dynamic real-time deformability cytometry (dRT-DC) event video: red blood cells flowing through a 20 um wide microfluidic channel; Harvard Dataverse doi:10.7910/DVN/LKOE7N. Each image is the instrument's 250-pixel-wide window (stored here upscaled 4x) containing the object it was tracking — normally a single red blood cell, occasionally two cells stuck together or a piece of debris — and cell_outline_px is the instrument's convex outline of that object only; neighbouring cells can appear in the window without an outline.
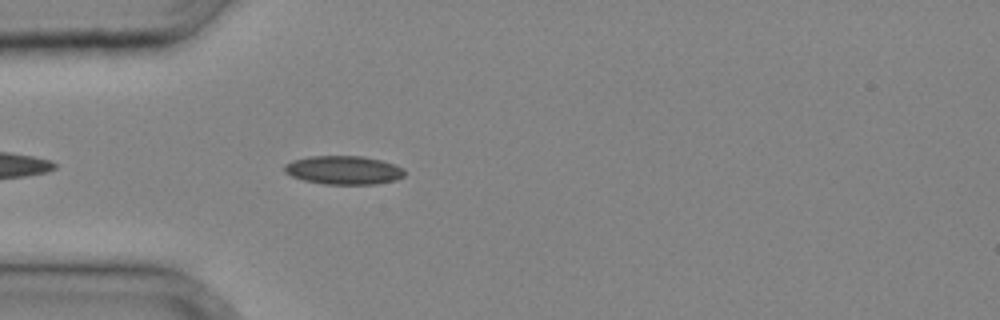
{"species": "common noctule bat (a hibernating species)", "species_latin": "Nyctalus noctula", "temperature_condition": "cold", "stored_images_in_passage": 12, "camera_frame_rate_fps": 3000, "um_per_image_px": 0.085, "animal": {"sex": "male", "body_mass_g": 20.4}, "frame": {"image": 1, "passage_image": 3, "time_ms": 0.667, "image_size_px": [1000, 320], "cell_outline_px": [[404, 176], [396, 180], [376, 184], [324, 184], [304, 180], [292, 176], [284, 172], [284, 164], [292, 160], [308, 156], [364, 156], [380, 160], [404, 168]], "centroid_in_image_um": [29.19, 14.45], "position_along_channel_um": 55.8, "area_um2": 20.06}}
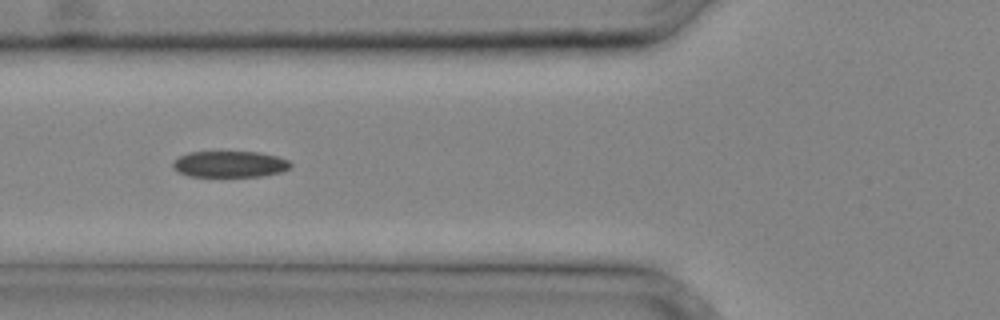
{"frame": {"image": 2, "passage_image": 6, "time_ms": 1.667, "image_size_px": [1000, 320], "cell_outline_px": [[292, 164], [288, 168], [280, 172], [264, 176], [188, 176], [172, 168], [172, 160], [188, 152], [260, 152], [276, 156], [288, 160]], "centroid_in_image_um": [19.5, 13.95], "position_along_channel_um": 106.3, "area_um2": 17.98}}